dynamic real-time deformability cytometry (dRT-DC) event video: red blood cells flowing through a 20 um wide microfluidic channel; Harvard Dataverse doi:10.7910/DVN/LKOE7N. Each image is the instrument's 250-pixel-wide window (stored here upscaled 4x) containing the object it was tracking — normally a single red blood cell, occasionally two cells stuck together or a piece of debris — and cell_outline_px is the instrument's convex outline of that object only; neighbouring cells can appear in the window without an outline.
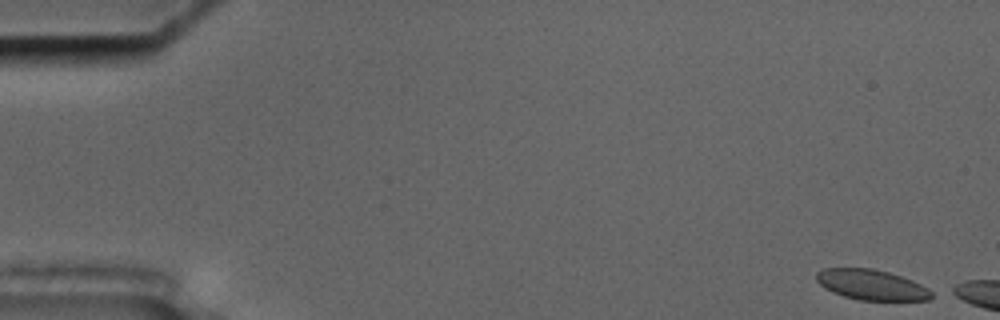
{"species": "common noctule bat (a hibernating species)", "species_latin": "Nyctalus noctula", "temperature_condition": "cold", "stored_images_in_passage": 5, "camera_frame_rate_fps": 3000, "um_per_image_px": 0.085, "animal": {"sex": "male", "body_mass_g": 17.5, "forearm_length_mm": 52.3}, "frame": {"image": 1, "passage_image": 1, "time_ms": 0.0, "image_size_px": [1000, 320], "cell_outline_px": [[936, 292], [928, 300], [860, 300], [844, 296], [832, 292], [824, 288], [816, 280], [816, 272], [824, 268], [872, 268], [888, 272], [912, 280]], "centroid_in_image_um": [74.08, 24.2], "position_along_channel_um": 10.9, "area_um2": 20.4}}